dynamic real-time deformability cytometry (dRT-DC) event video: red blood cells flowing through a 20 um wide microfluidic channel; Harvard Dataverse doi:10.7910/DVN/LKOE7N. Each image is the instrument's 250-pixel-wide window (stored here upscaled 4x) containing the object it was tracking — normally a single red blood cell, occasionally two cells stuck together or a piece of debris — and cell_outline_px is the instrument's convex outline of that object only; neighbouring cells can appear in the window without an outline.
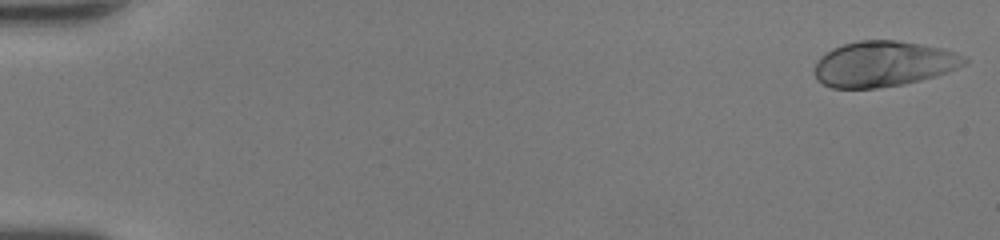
{"species": "human", "species_latin": "Homo sapiens", "temperature_condition": "room temperature", "stored_images_in_passage": 49, "camera_frame_rate_fps": 3000, "um_per_image_px": 0.085, "donor": {"sex": "female"}, "frame": {"image": 1, "passage_image": 1, "time_ms": 0.0, "image_size_px": [1000, 240], "cell_outline_px": [[968, 60], [964, 64], [948, 72], [920, 80], [904, 84], [876, 88], [832, 88], [816, 80], [816, 60], [820, 56], [832, 48], [844, 44], [860, 40], [896, 40], [920, 44], [940, 48], [956, 52], [964, 56]], "centroid_in_image_um": [75.08, 5.43], "position_along_channel_um": 9.9, "area_um2": 39.65}}
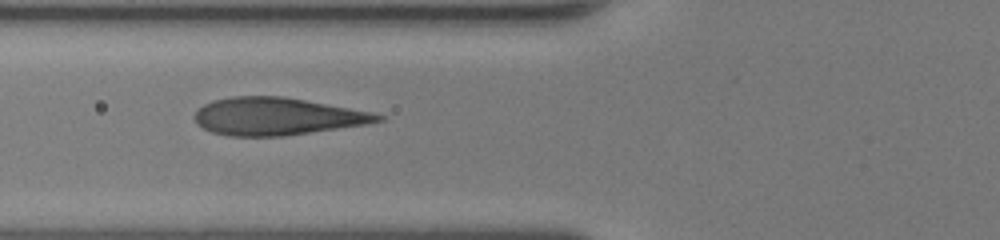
{"frame": {"image": 2, "passage_image": 20, "time_ms": 6.333, "image_size_px": [1000, 240], "cell_outline_px": [[384, 120], [368, 124], [284, 136], [228, 136], [212, 132], [196, 124], [192, 116], [196, 108], [212, 100], [232, 96], [280, 96], [304, 100], [372, 112], [384, 116]], "centroid_in_image_um": [23.48, 9.89], "position_along_channel_um": 102.3, "area_um2": 40.11}}
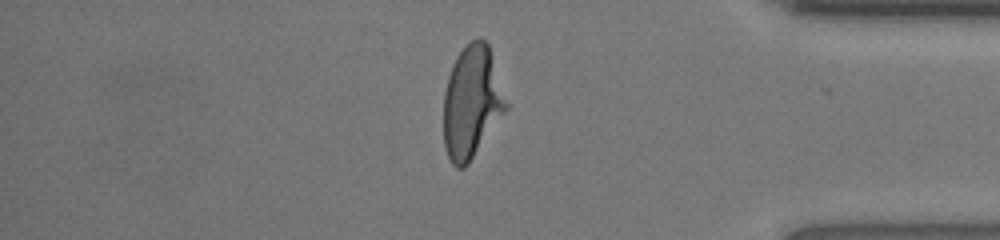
{"frame": {"image": 3, "passage_image": 42, "time_ms": 13.667, "image_size_px": [1000, 240], "cell_outline_px": [[508, 108], [468, 164], [464, 168], [456, 168], [452, 164], [444, 148], [444, 92], [448, 76], [452, 64], [456, 56], [472, 40], [480, 36], [488, 44], [508, 104]], "centroid_in_image_um": [40.09, 8.69], "position_along_channel_um": 395.1, "area_um2": 40.69}, "authors_computed_cell_mechanics": {"area_um2": 40.0554, "velocity_mm_per_s": 4.2901, "shape_relaxation_time_tau1_ms": 4.0017, "shape_relaxation_time_tau2_ms": null, "deformation_change_tau1": 0.1893, "deformation_change_tau2": null}}